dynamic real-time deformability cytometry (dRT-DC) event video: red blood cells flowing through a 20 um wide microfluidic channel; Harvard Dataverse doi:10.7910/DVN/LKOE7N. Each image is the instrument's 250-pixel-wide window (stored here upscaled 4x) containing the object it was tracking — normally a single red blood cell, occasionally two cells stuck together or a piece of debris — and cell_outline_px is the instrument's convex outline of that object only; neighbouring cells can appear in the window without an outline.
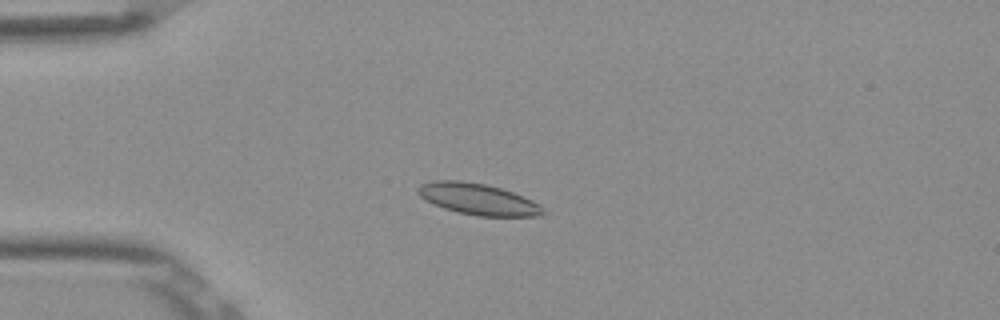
{"species": "Egyptian fruit bat (a non-hibernating species)", "species_latin": "Rousettus aegyptiacus", "temperature_condition": "room temperature", "stored_images_in_passage": 53, "camera_frame_rate_fps": 3000, "um_per_image_px": 0.085, "frame": {"image": 1, "passage_image": 14, "time_ms": 4.333, "image_size_px": [1000, 320], "cell_outline_px": [[544, 212], [540, 216], [480, 216], [460, 212], [444, 208], [432, 204], [424, 200], [416, 192], [416, 188], [420, 184], [436, 180], [460, 180], [484, 184], [500, 188], [512, 192], [532, 200], [540, 204], [544, 208]], "centroid_in_image_um": [40.59, 16.92], "position_along_channel_um": 44.4, "area_um2": 22.77}}
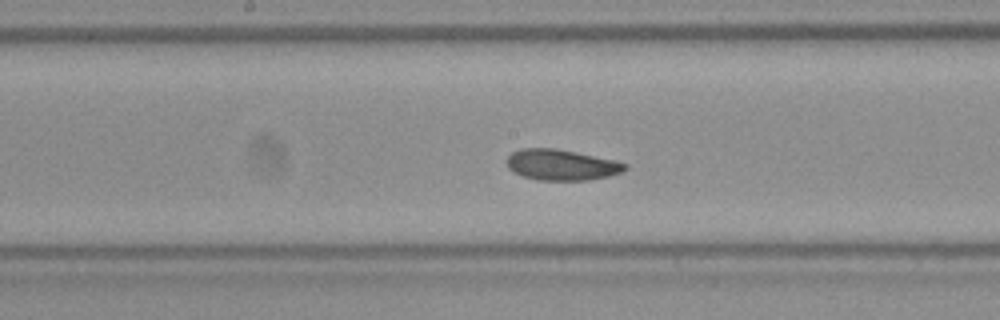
{"frame": {"image": 2, "passage_image": 28, "time_ms": 9.0, "image_size_px": [1000, 320], "cell_outline_px": [[628, 168], [620, 172], [608, 176], [588, 180], [536, 180], [524, 176], [508, 168], [508, 156], [512, 152], [520, 148], [556, 148], [612, 160], [628, 164]], "centroid_in_image_um": [47.71, 14.01], "position_along_channel_um": 200.5, "area_um2": 20.92}}
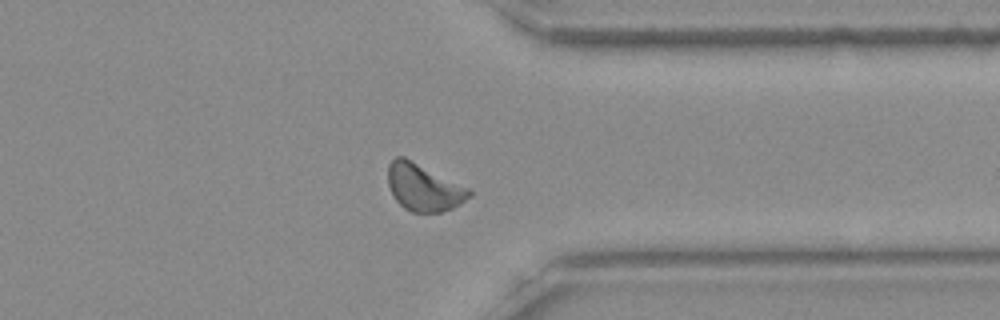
{"frame": {"image": 3, "passage_image": 42, "time_ms": 13.667, "image_size_px": [1000, 320], "cell_outline_px": [[472, 196], [460, 204], [452, 208], [440, 212], [412, 212], [404, 208], [392, 196], [388, 184], [388, 164], [396, 156], [404, 156], [468, 188], [472, 192]], "centroid_in_image_um": [35.99, 15.93], "position_along_channel_um": 375.4, "area_um2": 22.2}, "authors_computed_cell_mechanics": {"area_um2": 21.2704, "velocity_mm_per_s": 3.8214, "shape_relaxation_time_tau1_ms": 5.2381, "shape_relaxation_time_tau2_ms": 6.2344, "deformation_change_tau1": 0.1091, "deformation_change_tau2": 0.0987}}